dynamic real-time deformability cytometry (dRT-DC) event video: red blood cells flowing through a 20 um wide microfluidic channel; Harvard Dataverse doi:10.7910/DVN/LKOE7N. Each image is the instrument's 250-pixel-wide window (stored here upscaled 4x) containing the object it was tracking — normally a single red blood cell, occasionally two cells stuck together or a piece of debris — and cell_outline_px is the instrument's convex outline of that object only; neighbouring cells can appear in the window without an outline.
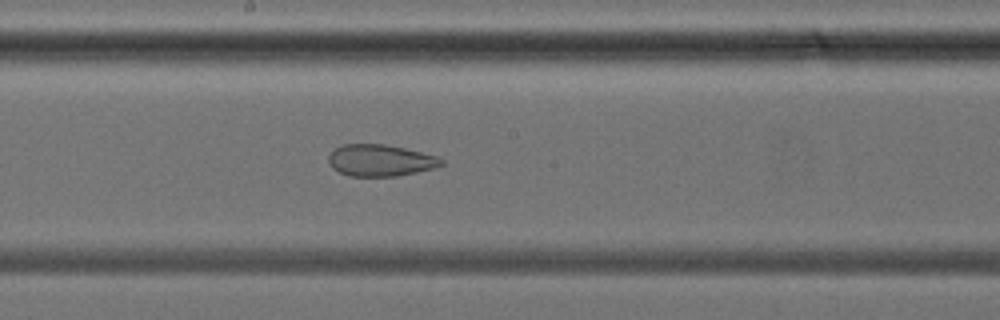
{"species": "common noctule bat (a hibernating species)", "species_latin": "Nyctalus noctula", "temperature_condition": "cold", "stored_images_in_passage": 32, "camera_frame_rate_fps": 3000, "um_per_image_px": 0.085, "animal": {"sex": "female", "body_mass_g": 24.6, "forearm_length_mm": 56.2}, "frame": {"image": 1, "passage_image": 14, "time_ms": 4.333, "image_size_px": [1000, 320], "cell_outline_px": [[444, 164], [432, 168], [416, 172], [396, 176], [348, 176], [332, 168], [328, 160], [328, 156], [336, 148], [344, 144], [384, 144], [404, 148], [436, 156], [444, 160]], "centroid_in_image_um": [32.31, 13.63], "position_along_channel_um": 215.9, "area_um2": 20.63}}